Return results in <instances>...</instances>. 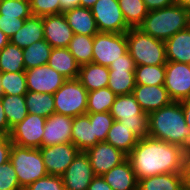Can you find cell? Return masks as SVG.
Returning <instances> with one entry per match:
<instances>
[{
  "mask_svg": "<svg viewBox=\"0 0 190 190\" xmlns=\"http://www.w3.org/2000/svg\"><path fill=\"white\" fill-rule=\"evenodd\" d=\"M97 0H80V6L91 9Z\"/></svg>",
  "mask_w": 190,
  "mask_h": 190,
  "instance_id": "obj_52",
  "label": "cell"
},
{
  "mask_svg": "<svg viewBox=\"0 0 190 190\" xmlns=\"http://www.w3.org/2000/svg\"><path fill=\"white\" fill-rule=\"evenodd\" d=\"M165 64L163 65H139L135 68L136 85H164Z\"/></svg>",
  "mask_w": 190,
  "mask_h": 190,
  "instance_id": "obj_36",
  "label": "cell"
},
{
  "mask_svg": "<svg viewBox=\"0 0 190 190\" xmlns=\"http://www.w3.org/2000/svg\"><path fill=\"white\" fill-rule=\"evenodd\" d=\"M63 14L74 34L94 36L99 32L91 9L78 6Z\"/></svg>",
  "mask_w": 190,
  "mask_h": 190,
  "instance_id": "obj_23",
  "label": "cell"
},
{
  "mask_svg": "<svg viewBox=\"0 0 190 190\" xmlns=\"http://www.w3.org/2000/svg\"><path fill=\"white\" fill-rule=\"evenodd\" d=\"M149 137L175 144L188 150L190 147V128L186 124L180 101L151 112L148 115Z\"/></svg>",
  "mask_w": 190,
  "mask_h": 190,
  "instance_id": "obj_2",
  "label": "cell"
},
{
  "mask_svg": "<svg viewBox=\"0 0 190 190\" xmlns=\"http://www.w3.org/2000/svg\"><path fill=\"white\" fill-rule=\"evenodd\" d=\"M46 118L28 113L11 128L10 139L14 145L27 148H41Z\"/></svg>",
  "mask_w": 190,
  "mask_h": 190,
  "instance_id": "obj_11",
  "label": "cell"
},
{
  "mask_svg": "<svg viewBox=\"0 0 190 190\" xmlns=\"http://www.w3.org/2000/svg\"><path fill=\"white\" fill-rule=\"evenodd\" d=\"M186 155H190V147H189V149L186 151Z\"/></svg>",
  "mask_w": 190,
  "mask_h": 190,
  "instance_id": "obj_55",
  "label": "cell"
},
{
  "mask_svg": "<svg viewBox=\"0 0 190 190\" xmlns=\"http://www.w3.org/2000/svg\"><path fill=\"white\" fill-rule=\"evenodd\" d=\"M11 128L6 119L2 101L0 99V135H10Z\"/></svg>",
  "mask_w": 190,
  "mask_h": 190,
  "instance_id": "obj_47",
  "label": "cell"
},
{
  "mask_svg": "<svg viewBox=\"0 0 190 190\" xmlns=\"http://www.w3.org/2000/svg\"><path fill=\"white\" fill-rule=\"evenodd\" d=\"M127 50L135 65H163L167 63L165 41L155 39L139 28L126 32Z\"/></svg>",
  "mask_w": 190,
  "mask_h": 190,
  "instance_id": "obj_4",
  "label": "cell"
},
{
  "mask_svg": "<svg viewBox=\"0 0 190 190\" xmlns=\"http://www.w3.org/2000/svg\"><path fill=\"white\" fill-rule=\"evenodd\" d=\"M1 101L10 128L21 122L28 114L25 95H2Z\"/></svg>",
  "mask_w": 190,
  "mask_h": 190,
  "instance_id": "obj_30",
  "label": "cell"
},
{
  "mask_svg": "<svg viewBox=\"0 0 190 190\" xmlns=\"http://www.w3.org/2000/svg\"><path fill=\"white\" fill-rule=\"evenodd\" d=\"M164 87L173 101L190 99V64L167 61Z\"/></svg>",
  "mask_w": 190,
  "mask_h": 190,
  "instance_id": "obj_12",
  "label": "cell"
},
{
  "mask_svg": "<svg viewBox=\"0 0 190 190\" xmlns=\"http://www.w3.org/2000/svg\"><path fill=\"white\" fill-rule=\"evenodd\" d=\"M109 68L107 87L117 96L132 94L135 83V62L127 52L120 59L113 61Z\"/></svg>",
  "mask_w": 190,
  "mask_h": 190,
  "instance_id": "obj_10",
  "label": "cell"
},
{
  "mask_svg": "<svg viewBox=\"0 0 190 190\" xmlns=\"http://www.w3.org/2000/svg\"><path fill=\"white\" fill-rule=\"evenodd\" d=\"M25 103L31 114L48 118L55 113L54 97L51 94L28 91L25 94Z\"/></svg>",
  "mask_w": 190,
  "mask_h": 190,
  "instance_id": "obj_31",
  "label": "cell"
},
{
  "mask_svg": "<svg viewBox=\"0 0 190 190\" xmlns=\"http://www.w3.org/2000/svg\"><path fill=\"white\" fill-rule=\"evenodd\" d=\"M9 43V38L0 30V51Z\"/></svg>",
  "mask_w": 190,
  "mask_h": 190,
  "instance_id": "obj_51",
  "label": "cell"
},
{
  "mask_svg": "<svg viewBox=\"0 0 190 190\" xmlns=\"http://www.w3.org/2000/svg\"><path fill=\"white\" fill-rule=\"evenodd\" d=\"M24 190H66L62 176L46 175L30 184Z\"/></svg>",
  "mask_w": 190,
  "mask_h": 190,
  "instance_id": "obj_42",
  "label": "cell"
},
{
  "mask_svg": "<svg viewBox=\"0 0 190 190\" xmlns=\"http://www.w3.org/2000/svg\"><path fill=\"white\" fill-rule=\"evenodd\" d=\"M1 86L4 95H25L28 92L25 71L1 72Z\"/></svg>",
  "mask_w": 190,
  "mask_h": 190,
  "instance_id": "obj_37",
  "label": "cell"
},
{
  "mask_svg": "<svg viewBox=\"0 0 190 190\" xmlns=\"http://www.w3.org/2000/svg\"><path fill=\"white\" fill-rule=\"evenodd\" d=\"M0 190H23L10 160L0 166Z\"/></svg>",
  "mask_w": 190,
  "mask_h": 190,
  "instance_id": "obj_40",
  "label": "cell"
},
{
  "mask_svg": "<svg viewBox=\"0 0 190 190\" xmlns=\"http://www.w3.org/2000/svg\"><path fill=\"white\" fill-rule=\"evenodd\" d=\"M80 6V0H60V14Z\"/></svg>",
  "mask_w": 190,
  "mask_h": 190,
  "instance_id": "obj_48",
  "label": "cell"
},
{
  "mask_svg": "<svg viewBox=\"0 0 190 190\" xmlns=\"http://www.w3.org/2000/svg\"><path fill=\"white\" fill-rule=\"evenodd\" d=\"M47 64L67 79L79 76L80 65L68 48H53Z\"/></svg>",
  "mask_w": 190,
  "mask_h": 190,
  "instance_id": "obj_26",
  "label": "cell"
},
{
  "mask_svg": "<svg viewBox=\"0 0 190 190\" xmlns=\"http://www.w3.org/2000/svg\"><path fill=\"white\" fill-rule=\"evenodd\" d=\"M28 91L53 95L67 80L48 64L25 70Z\"/></svg>",
  "mask_w": 190,
  "mask_h": 190,
  "instance_id": "obj_14",
  "label": "cell"
},
{
  "mask_svg": "<svg viewBox=\"0 0 190 190\" xmlns=\"http://www.w3.org/2000/svg\"><path fill=\"white\" fill-rule=\"evenodd\" d=\"M187 126L190 128V99H184L180 101Z\"/></svg>",
  "mask_w": 190,
  "mask_h": 190,
  "instance_id": "obj_50",
  "label": "cell"
},
{
  "mask_svg": "<svg viewBox=\"0 0 190 190\" xmlns=\"http://www.w3.org/2000/svg\"><path fill=\"white\" fill-rule=\"evenodd\" d=\"M190 26V10L173 4L158 10L148 11L138 28L155 39L168 40L178 31Z\"/></svg>",
  "mask_w": 190,
  "mask_h": 190,
  "instance_id": "obj_3",
  "label": "cell"
},
{
  "mask_svg": "<svg viewBox=\"0 0 190 190\" xmlns=\"http://www.w3.org/2000/svg\"><path fill=\"white\" fill-rule=\"evenodd\" d=\"M26 19L0 15V30L10 39L24 25Z\"/></svg>",
  "mask_w": 190,
  "mask_h": 190,
  "instance_id": "obj_43",
  "label": "cell"
},
{
  "mask_svg": "<svg viewBox=\"0 0 190 190\" xmlns=\"http://www.w3.org/2000/svg\"><path fill=\"white\" fill-rule=\"evenodd\" d=\"M91 12L99 32L126 33L130 29L124 20L118 0H97Z\"/></svg>",
  "mask_w": 190,
  "mask_h": 190,
  "instance_id": "obj_9",
  "label": "cell"
},
{
  "mask_svg": "<svg viewBox=\"0 0 190 190\" xmlns=\"http://www.w3.org/2000/svg\"><path fill=\"white\" fill-rule=\"evenodd\" d=\"M10 161L23 190L33 182L48 175L38 148L20 147L12 144Z\"/></svg>",
  "mask_w": 190,
  "mask_h": 190,
  "instance_id": "obj_5",
  "label": "cell"
},
{
  "mask_svg": "<svg viewBox=\"0 0 190 190\" xmlns=\"http://www.w3.org/2000/svg\"><path fill=\"white\" fill-rule=\"evenodd\" d=\"M148 11L158 10L175 4V0H143Z\"/></svg>",
  "mask_w": 190,
  "mask_h": 190,
  "instance_id": "obj_45",
  "label": "cell"
},
{
  "mask_svg": "<svg viewBox=\"0 0 190 190\" xmlns=\"http://www.w3.org/2000/svg\"><path fill=\"white\" fill-rule=\"evenodd\" d=\"M184 173H164L138 180L137 190H183Z\"/></svg>",
  "mask_w": 190,
  "mask_h": 190,
  "instance_id": "obj_25",
  "label": "cell"
},
{
  "mask_svg": "<svg viewBox=\"0 0 190 190\" xmlns=\"http://www.w3.org/2000/svg\"><path fill=\"white\" fill-rule=\"evenodd\" d=\"M25 71L23 50L9 42L0 51V72H22Z\"/></svg>",
  "mask_w": 190,
  "mask_h": 190,
  "instance_id": "obj_33",
  "label": "cell"
},
{
  "mask_svg": "<svg viewBox=\"0 0 190 190\" xmlns=\"http://www.w3.org/2000/svg\"><path fill=\"white\" fill-rule=\"evenodd\" d=\"M53 97L55 113L73 118L87 114L88 91L78 78L67 79Z\"/></svg>",
  "mask_w": 190,
  "mask_h": 190,
  "instance_id": "obj_7",
  "label": "cell"
},
{
  "mask_svg": "<svg viewBox=\"0 0 190 190\" xmlns=\"http://www.w3.org/2000/svg\"><path fill=\"white\" fill-rule=\"evenodd\" d=\"M90 118V123L93 124L94 136L99 142H105L109 129L114 122L110 112L104 113H87Z\"/></svg>",
  "mask_w": 190,
  "mask_h": 190,
  "instance_id": "obj_39",
  "label": "cell"
},
{
  "mask_svg": "<svg viewBox=\"0 0 190 190\" xmlns=\"http://www.w3.org/2000/svg\"><path fill=\"white\" fill-rule=\"evenodd\" d=\"M127 52L126 33L98 32L94 35L93 63L109 67Z\"/></svg>",
  "mask_w": 190,
  "mask_h": 190,
  "instance_id": "obj_8",
  "label": "cell"
},
{
  "mask_svg": "<svg viewBox=\"0 0 190 190\" xmlns=\"http://www.w3.org/2000/svg\"><path fill=\"white\" fill-rule=\"evenodd\" d=\"M132 95L147 115L173 101L164 85H136Z\"/></svg>",
  "mask_w": 190,
  "mask_h": 190,
  "instance_id": "obj_19",
  "label": "cell"
},
{
  "mask_svg": "<svg viewBox=\"0 0 190 190\" xmlns=\"http://www.w3.org/2000/svg\"><path fill=\"white\" fill-rule=\"evenodd\" d=\"M52 49L45 39L22 49L25 70L47 64Z\"/></svg>",
  "mask_w": 190,
  "mask_h": 190,
  "instance_id": "obj_29",
  "label": "cell"
},
{
  "mask_svg": "<svg viewBox=\"0 0 190 190\" xmlns=\"http://www.w3.org/2000/svg\"><path fill=\"white\" fill-rule=\"evenodd\" d=\"M43 17L31 16L24 25L9 39V42L24 49L34 42L44 40Z\"/></svg>",
  "mask_w": 190,
  "mask_h": 190,
  "instance_id": "obj_22",
  "label": "cell"
},
{
  "mask_svg": "<svg viewBox=\"0 0 190 190\" xmlns=\"http://www.w3.org/2000/svg\"><path fill=\"white\" fill-rule=\"evenodd\" d=\"M167 61L190 64V26L165 41Z\"/></svg>",
  "mask_w": 190,
  "mask_h": 190,
  "instance_id": "obj_24",
  "label": "cell"
},
{
  "mask_svg": "<svg viewBox=\"0 0 190 190\" xmlns=\"http://www.w3.org/2000/svg\"><path fill=\"white\" fill-rule=\"evenodd\" d=\"M184 180L185 187L190 189V155L185 156Z\"/></svg>",
  "mask_w": 190,
  "mask_h": 190,
  "instance_id": "obj_49",
  "label": "cell"
},
{
  "mask_svg": "<svg viewBox=\"0 0 190 190\" xmlns=\"http://www.w3.org/2000/svg\"><path fill=\"white\" fill-rule=\"evenodd\" d=\"M73 117L53 113L46 118L42 146L71 143Z\"/></svg>",
  "mask_w": 190,
  "mask_h": 190,
  "instance_id": "obj_18",
  "label": "cell"
},
{
  "mask_svg": "<svg viewBox=\"0 0 190 190\" xmlns=\"http://www.w3.org/2000/svg\"><path fill=\"white\" fill-rule=\"evenodd\" d=\"M95 175H103L127 159V155L107 142H98L85 151Z\"/></svg>",
  "mask_w": 190,
  "mask_h": 190,
  "instance_id": "obj_16",
  "label": "cell"
},
{
  "mask_svg": "<svg viewBox=\"0 0 190 190\" xmlns=\"http://www.w3.org/2000/svg\"><path fill=\"white\" fill-rule=\"evenodd\" d=\"M113 190H137L138 180L128 159L102 175Z\"/></svg>",
  "mask_w": 190,
  "mask_h": 190,
  "instance_id": "obj_21",
  "label": "cell"
},
{
  "mask_svg": "<svg viewBox=\"0 0 190 190\" xmlns=\"http://www.w3.org/2000/svg\"><path fill=\"white\" fill-rule=\"evenodd\" d=\"M94 36L74 34L68 49L77 63L82 66L92 62Z\"/></svg>",
  "mask_w": 190,
  "mask_h": 190,
  "instance_id": "obj_32",
  "label": "cell"
},
{
  "mask_svg": "<svg viewBox=\"0 0 190 190\" xmlns=\"http://www.w3.org/2000/svg\"><path fill=\"white\" fill-rule=\"evenodd\" d=\"M44 39L52 48H68L74 36L63 13L43 16Z\"/></svg>",
  "mask_w": 190,
  "mask_h": 190,
  "instance_id": "obj_17",
  "label": "cell"
},
{
  "mask_svg": "<svg viewBox=\"0 0 190 190\" xmlns=\"http://www.w3.org/2000/svg\"><path fill=\"white\" fill-rule=\"evenodd\" d=\"M0 15L30 18L32 16L30 0H0Z\"/></svg>",
  "mask_w": 190,
  "mask_h": 190,
  "instance_id": "obj_38",
  "label": "cell"
},
{
  "mask_svg": "<svg viewBox=\"0 0 190 190\" xmlns=\"http://www.w3.org/2000/svg\"><path fill=\"white\" fill-rule=\"evenodd\" d=\"M139 138L124 123L114 120L108 131L105 142L128 155Z\"/></svg>",
  "mask_w": 190,
  "mask_h": 190,
  "instance_id": "obj_28",
  "label": "cell"
},
{
  "mask_svg": "<svg viewBox=\"0 0 190 190\" xmlns=\"http://www.w3.org/2000/svg\"><path fill=\"white\" fill-rule=\"evenodd\" d=\"M12 144L9 135H0V166L10 160Z\"/></svg>",
  "mask_w": 190,
  "mask_h": 190,
  "instance_id": "obj_44",
  "label": "cell"
},
{
  "mask_svg": "<svg viewBox=\"0 0 190 190\" xmlns=\"http://www.w3.org/2000/svg\"><path fill=\"white\" fill-rule=\"evenodd\" d=\"M110 114L114 120L131 128L139 139L149 137L148 115L141 109L132 94L116 96Z\"/></svg>",
  "mask_w": 190,
  "mask_h": 190,
  "instance_id": "obj_6",
  "label": "cell"
},
{
  "mask_svg": "<svg viewBox=\"0 0 190 190\" xmlns=\"http://www.w3.org/2000/svg\"><path fill=\"white\" fill-rule=\"evenodd\" d=\"M96 175L85 152H79L62 175L66 190H87Z\"/></svg>",
  "mask_w": 190,
  "mask_h": 190,
  "instance_id": "obj_15",
  "label": "cell"
},
{
  "mask_svg": "<svg viewBox=\"0 0 190 190\" xmlns=\"http://www.w3.org/2000/svg\"><path fill=\"white\" fill-rule=\"evenodd\" d=\"M2 95H3V89H2V86H1V72H0V98H1Z\"/></svg>",
  "mask_w": 190,
  "mask_h": 190,
  "instance_id": "obj_54",
  "label": "cell"
},
{
  "mask_svg": "<svg viewBox=\"0 0 190 190\" xmlns=\"http://www.w3.org/2000/svg\"><path fill=\"white\" fill-rule=\"evenodd\" d=\"M175 4L190 10V0H175Z\"/></svg>",
  "mask_w": 190,
  "mask_h": 190,
  "instance_id": "obj_53",
  "label": "cell"
},
{
  "mask_svg": "<svg viewBox=\"0 0 190 190\" xmlns=\"http://www.w3.org/2000/svg\"><path fill=\"white\" fill-rule=\"evenodd\" d=\"M116 96L108 87L88 92L87 113L110 112Z\"/></svg>",
  "mask_w": 190,
  "mask_h": 190,
  "instance_id": "obj_35",
  "label": "cell"
},
{
  "mask_svg": "<svg viewBox=\"0 0 190 190\" xmlns=\"http://www.w3.org/2000/svg\"><path fill=\"white\" fill-rule=\"evenodd\" d=\"M87 190H113L101 175H96Z\"/></svg>",
  "mask_w": 190,
  "mask_h": 190,
  "instance_id": "obj_46",
  "label": "cell"
},
{
  "mask_svg": "<svg viewBox=\"0 0 190 190\" xmlns=\"http://www.w3.org/2000/svg\"><path fill=\"white\" fill-rule=\"evenodd\" d=\"M32 16L60 14V0H30Z\"/></svg>",
  "mask_w": 190,
  "mask_h": 190,
  "instance_id": "obj_41",
  "label": "cell"
},
{
  "mask_svg": "<svg viewBox=\"0 0 190 190\" xmlns=\"http://www.w3.org/2000/svg\"><path fill=\"white\" fill-rule=\"evenodd\" d=\"M118 4L130 28H138L148 14L143 0H118Z\"/></svg>",
  "mask_w": 190,
  "mask_h": 190,
  "instance_id": "obj_34",
  "label": "cell"
},
{
  "mask_svg": "<svg viewBox=\"0 0 190 190\" xmlns=\"http://www.w3.org/2000/svg\"><path fill=\"white\" fill-rule=\"evenodd\" d=\"M39 149L47 173L54 176H62L80 152L72 143L42 146Z\"/></svg>",
  "mask_w": 190,
  "mask_h": 190,
  "instance_id": "obj_13",
  "label": "cell"
},
{
  "mask_svg": "<svg viewBox=\"0 0 190 190\" xmlns=\"http://www.w3.org/2000/svg\"><path fill=\"white\" fill-rule=\"evenodd\" d=\"M71 131V143L80 152L87 151L99 142L94 136L93 124L90 123L88 114L74 117Z\"/></svg>",
  "mask_w": 190,
  "mask_h": 190,
  "instance_id": "obj_20",
  "label": "cell"
},
{
  "mask_svg": "<svg viewBox=\"0 0 190 190\" xmlns=\"http://www.w3.org/2000/svg\"><path fill=\"white\" fill-rule=\"evenodd\" d=\"M78 79L88 92L107 87L109 68L93 62L82 65Z\"/></svg>",
  "mask_w": 190,
  "mask_h": 190,
  "instance_id": "obj_27",
  "label": "cell"
},
{
  "mask_svg": "<svg viewBox=\"0 0 190 190\" xmlns=\"http://www.w3.org/2000/svg\"><path fill=\"white\" fill-rule=\"evenodd\" d=\"M186 150L151 137L139 139L127 155L137 180L164 173H184Z\"/></svg>",
  "mask_w": 190,
  "mask_h": 190,
  "instance_id": "obj_1",
  "label": "cell"
}]
</instances>
